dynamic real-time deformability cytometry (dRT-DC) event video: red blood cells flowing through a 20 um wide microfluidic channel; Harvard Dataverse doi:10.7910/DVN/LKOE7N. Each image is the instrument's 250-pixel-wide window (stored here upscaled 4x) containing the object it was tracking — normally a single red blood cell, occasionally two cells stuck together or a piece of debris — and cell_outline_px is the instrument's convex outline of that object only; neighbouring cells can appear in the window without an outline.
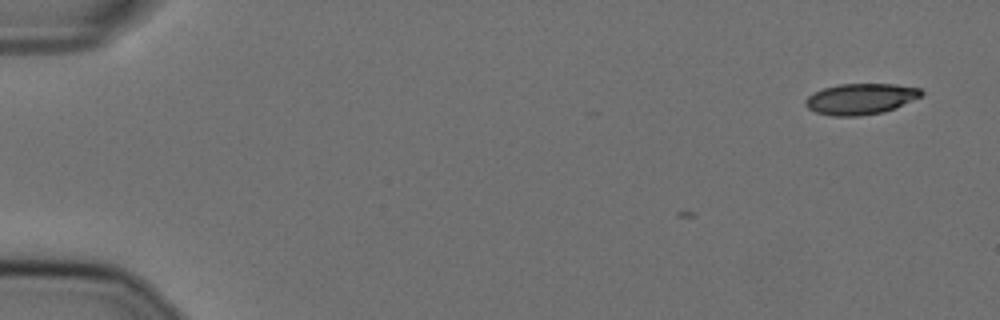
{"species": "Egyptian fruit bat (a non-hibernating species)", "species_latin": "Rousettus aegyptiacus", "temperature_condition": "cold", "stored_images_in_passage": 10, "camera_frame_rate_fps": 3000, "um_per_image_px": 0.085, "animal": {"sex": "female"}, "frame": {"image": 1, "passage_image": 1, "time_ms": 0.0, "image_size_px": [1000, 320], "cell_outline_px": [[924, 92], [920, 96], [896, 108], [884, 112], [860, 116], [832, 116], [816, 112], [808, 108], [804, 104], [804, 100], [812, 92], [824, 88], [840, 84], [896, 84], [920, 88]], "centroid_in_image_um": [73.13, 8.41], "position_along_channel_um": 11.9, "area_um2": 20.98}}